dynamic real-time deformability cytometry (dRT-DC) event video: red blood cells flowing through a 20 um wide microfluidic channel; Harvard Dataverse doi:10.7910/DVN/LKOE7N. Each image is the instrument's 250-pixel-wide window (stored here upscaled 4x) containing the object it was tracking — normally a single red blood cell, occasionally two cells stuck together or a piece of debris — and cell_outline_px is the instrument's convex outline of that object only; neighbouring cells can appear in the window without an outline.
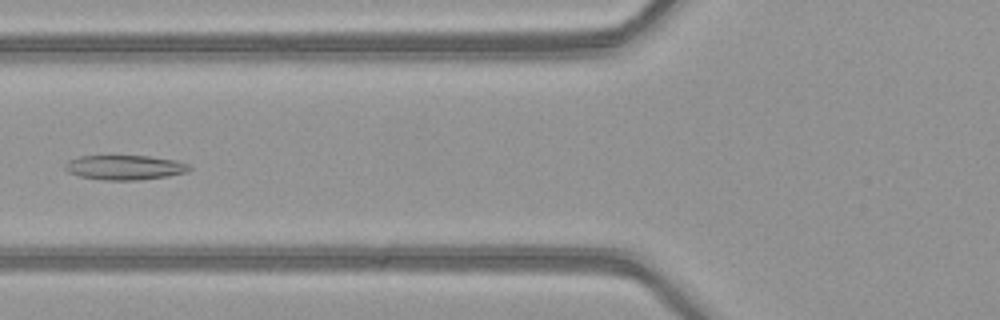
{"species": "common noctule bat (a hibernating species)", "species_latin": "Nyctalus noctula", "temperature_condition": "warm", "stored_images_in_passage": 6, "camera_frame_rate_fps": 3000, "um_per_image_px": 0.085, "animal": {"sex": "female", "body_mass_g": 21.9}, "frame": {"image": 1, "passage_image": 6, "time_ms": 1.667, "image_size_px": [1000, 320], "cell_outline_px": [[192, 168], [188, 172], [168, 176], [136, 180], [104, 180], [80, 176], [68, 172], [64, 168], [64, 164], [68, 160], [80, 156], [148, 156], [176, 160], [188, 164]], "centroid_in_image_um": [10.61, 14.23], "position_along_channel_um": 115.2, "area_um2": 17.86}}